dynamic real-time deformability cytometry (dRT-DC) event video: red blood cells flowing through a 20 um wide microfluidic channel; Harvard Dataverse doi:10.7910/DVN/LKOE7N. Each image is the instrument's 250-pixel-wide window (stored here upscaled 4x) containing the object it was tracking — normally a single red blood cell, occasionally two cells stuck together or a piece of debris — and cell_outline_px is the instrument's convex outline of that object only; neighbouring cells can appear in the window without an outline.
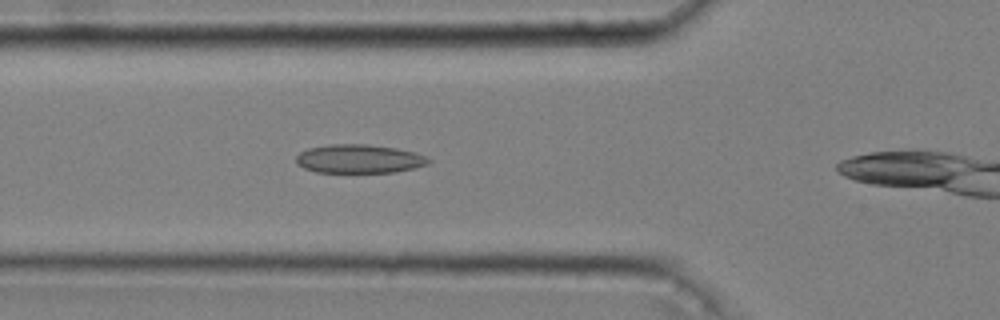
{"species": "common noctule bat (a hibernating species)", "species_latin": "Nyctalus noctula", "temperature_condition": "cold", "stored_images_in_passage": 16, "camera_frame_rate_fps": 3000, "um_per_image_px": 0.085, "animal": {"sex": "male", "body_mass_g": 20.4}, "frame": {"image": 1, "passage_image": 8, "time_ms": 2.333, "image_size_px": [1000, 320], "cell_outline_px": [[432, 160], [428, 164], [396, 172], [316, 172], [304, 168], [296, 164], [296, 156], [300, 152], [308, 148], [328, 144], [368, 144], [396, 148], [416, 152]], "centroid_in_image_um": [30.51, 13.49], "position_along_channel_um": 95.3, "area_um2": 22.2}}
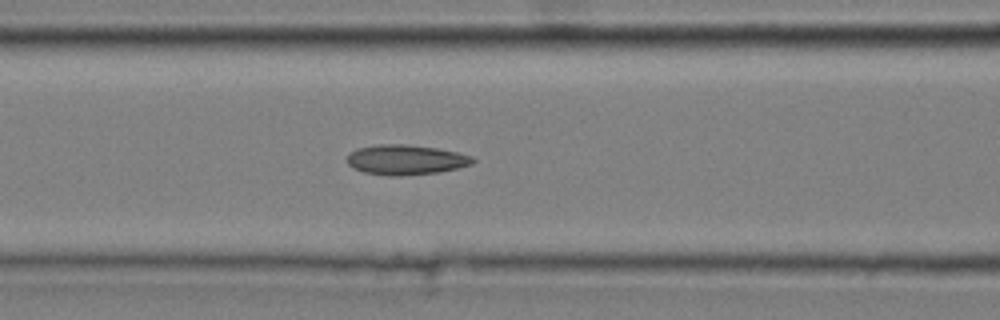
{"frame": {"image": 2, "passage_image": 11, "time_ms": 3.333, "image_size_px": [1000, 320], "cell_outline_px": [[476, 160], [472, 164], [456, 168], [436, 172], [400, 176], [388, 176], [364, 172], [352, 168], [348, 164], [348, 152], [356, 148], [376, 144], [408, 144], [436, 148], [456, 152], [472, 156]], "centroid_in_image_um": [34.44, 13.57], "position_along_channel_um": 132.2, "area_um2": 22.02}}
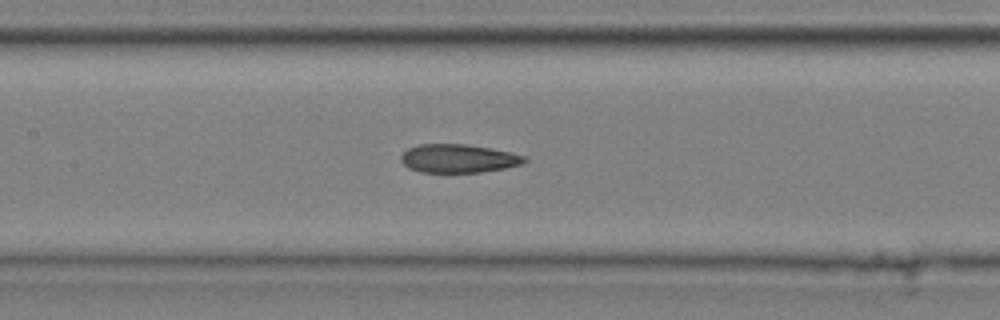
{"frame": {"image": 3, "passage_image": 14, "time_ms": 4.333, "image_size_px": [1000, 320], "cell_outline_px": [[528, 160], [524, 164], [504, 168], [480, 172], [420, 172], [408, 168], [400, 160], [400, 156], [408, 148], [420, 144], [468, 144], [508, 152], [524, 156]], "centroid_in_image_um": [38.94, 13.47], "position_along_channel_um": 168.5, "area_um2": 20.4}}